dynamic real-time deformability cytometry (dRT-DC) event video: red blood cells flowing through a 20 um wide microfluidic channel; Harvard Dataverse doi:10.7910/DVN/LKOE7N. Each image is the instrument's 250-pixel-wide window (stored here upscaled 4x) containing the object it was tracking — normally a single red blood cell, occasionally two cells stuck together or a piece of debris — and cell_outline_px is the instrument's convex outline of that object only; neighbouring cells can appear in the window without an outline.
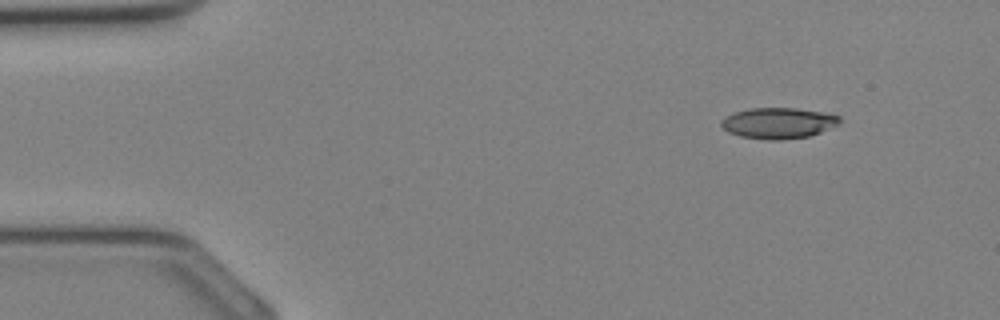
{"species": "Egyptian fruit bat (a non-hibernating species)", "species_latin": "Rousettus aegyptiacus", "temperature_condition": "cold", "stored_images_in_passage": 8, "camera_frame_rate_fps": 3000, "um_per_image_px": 0.085, "animal": {"sex": "female"}, "frame": {"image": 1, "passage_image": 1, "time_ms": 0.0, "image_size_px": [1000, 320], "cell_outline_px": [[840, 124], [820, 132], [808, 136], [780, 140], [768, 140], [740, 136], [728, 132], [720, 124], [720, 120], [736, 112], [748, 108], [796, 108], [820, 112], [840, 116]], "centroid_in_image_um": [66.15, 10.46], "position_along_channel_um": 18.9, "area_um2": 21.15}}